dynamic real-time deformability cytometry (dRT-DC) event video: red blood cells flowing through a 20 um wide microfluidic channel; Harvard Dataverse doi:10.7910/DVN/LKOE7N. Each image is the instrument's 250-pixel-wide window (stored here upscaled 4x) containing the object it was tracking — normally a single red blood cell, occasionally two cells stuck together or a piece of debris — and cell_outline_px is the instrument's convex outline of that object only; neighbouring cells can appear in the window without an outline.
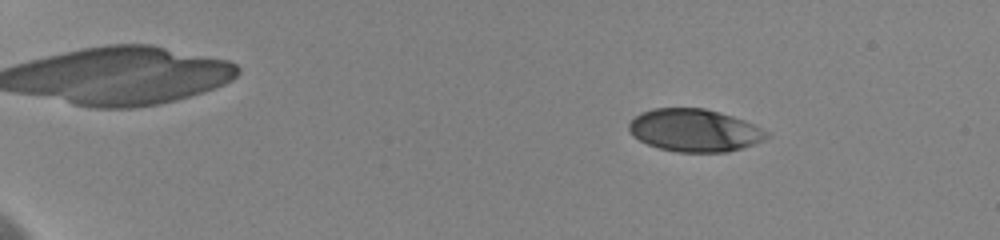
{"species": "human", "species_latin": "Homo sapiens", "temperature_condition": "cold", "stored_images_in_passage": 19, "camera_frame_rate_fps": 3000, "um_per_image_px": 0.085, "donor": {"sex": "female"}, "frame": {"image": 1, "passage_image": 5, "time_ms": 3.0, "image_size_px": [1000, 240], "cell_outline_px": [[772, 136], [764, 140], [728, 152], [676, 152], [660, 148], [648, 144], [632, 136], [628, 128], [628, 124], [640, 112], [652, 108], [704, 108], [720, 112], [744, 120], [768, 132]], "centroid_in_image_um": [59.02, 11.07], "position_along_channel_um": 26.0, "area_um2": 34.16}}
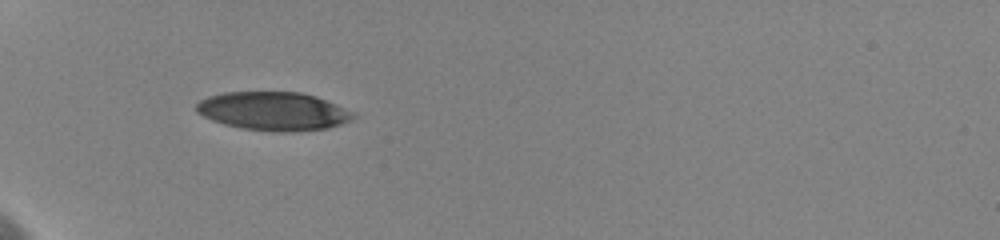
{"frame": {"image": 2, "passage_image": 17, "time_ms": 7.0, "image_size_px": [1000, 240], "cell_outline_px": [[356, 116], [352, 120], [328, 128], [292, 132], [280, 132], [240, 128], [224, 124], [212, 120], [196, 112], [196, 104], [200, 100], [208, 96], [224, 92], [300, 92], [316, 96], [356, 112]], "centroid_in_image_um": [23.26, 9.45], "position_along_channel_um": 61.7, "area_um2": 35.37}}